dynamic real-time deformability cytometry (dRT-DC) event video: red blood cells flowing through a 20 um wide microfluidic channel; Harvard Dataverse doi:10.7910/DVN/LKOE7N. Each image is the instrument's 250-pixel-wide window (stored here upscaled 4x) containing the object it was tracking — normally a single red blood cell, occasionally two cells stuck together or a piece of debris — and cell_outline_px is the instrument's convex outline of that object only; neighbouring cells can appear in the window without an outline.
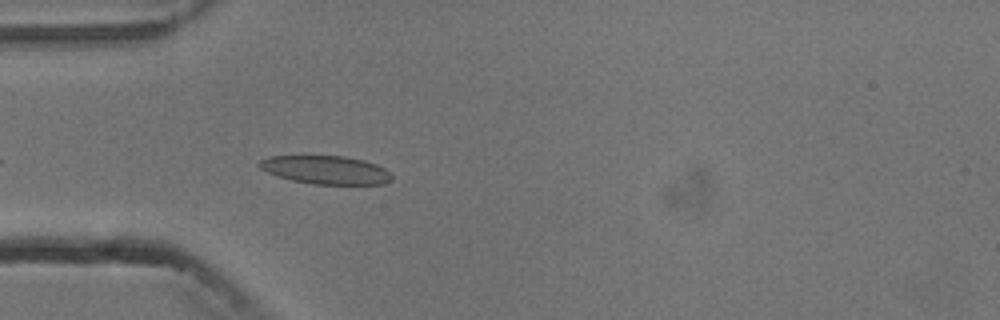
{"species": "common noctule bat (a hibernating species)", "species_latin": "Nyctalus noctula", "temperature_condition": "cold", "stored_images_in_passage": 4, "camera_frame_rate_fps": 3000, "um_per_image_px": 0.085, "animal": {"sex": "male", "body_mass_g": 13.3}, "frame": {"image": 1, "passage_image": 4, "time_ms": 4.333, "image_size_px": [1000, 320], "cell_outline_px": [[392, 180], [384, 184], [312, 184], [292, 180], [276, 176], [260, 168], [260, 160], [268, 156], [344, 156], [364, 160], [376, 164], [384, 168], [392, 176]], "centroid_in_image_um": [27.7, 14.44], "position_along_channel_um": 57.3, "area_um2": 21.79}}